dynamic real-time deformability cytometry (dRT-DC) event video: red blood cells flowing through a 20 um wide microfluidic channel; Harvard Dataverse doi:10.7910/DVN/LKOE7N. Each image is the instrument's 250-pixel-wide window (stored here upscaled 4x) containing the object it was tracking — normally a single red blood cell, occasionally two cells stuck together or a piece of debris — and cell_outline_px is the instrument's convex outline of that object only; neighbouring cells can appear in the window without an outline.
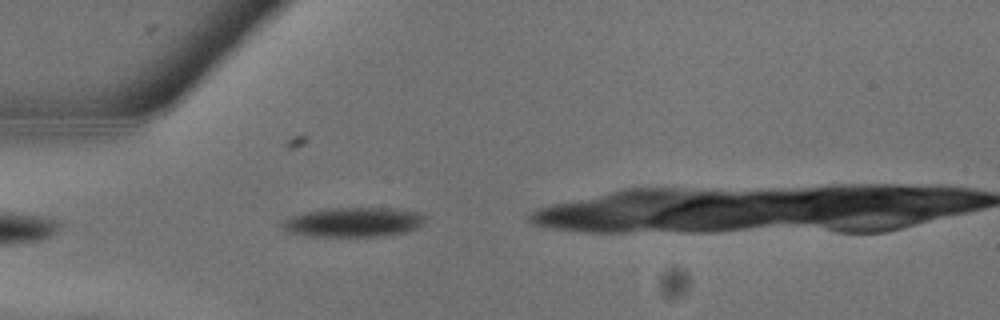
{"species": "common noctule bat (a hibernating species)", "species_latin": "Nyctalus noctula", "temperature_condition": "warm", "stored_images_in_passage": 3, "camera_frame_rate_fps": 3000, "um_per_image_px": 0.085, "animal": {"sex": "male", "body_mass_g": 13.3}, "frame": {"image": 1, "passage_image": 1, "time_ms": 0.0, "image_size_px": [1000, 320], "cell_outline_px": [[424, 224], [416, 228], [404, 232], [384, 236], [312, 236], [288, 232], [280, 228], [284, 220], [288, 216], [304, 212], [328, 208], [388, 208], [420, 212], [424, 216]], "centroid_in_image_um": [30.01, 18.88], "position_along_channel_um": 55.0, "area_um2": 24.62}}
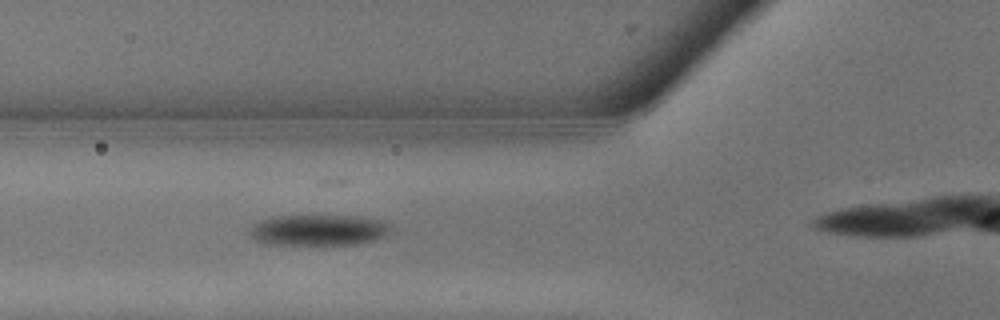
{"frame": {"image": 2, "passage_image": 3, "time_ms": 0.667, "image_size_px": [1000, 320], "cell_outline_px": [[388, 232], [384, 236], [376, 240], [360, 244], [264, 244], [256, 240], [252, 236], [252, 228], [256, 224], [264, 220], [280, 216], [360, 216], [380, 220], [388, 224]], "centroid_in_image_um": [27.13, 19.56], "position_along_channel_um": 98.7, "area_um2": 24.85}}